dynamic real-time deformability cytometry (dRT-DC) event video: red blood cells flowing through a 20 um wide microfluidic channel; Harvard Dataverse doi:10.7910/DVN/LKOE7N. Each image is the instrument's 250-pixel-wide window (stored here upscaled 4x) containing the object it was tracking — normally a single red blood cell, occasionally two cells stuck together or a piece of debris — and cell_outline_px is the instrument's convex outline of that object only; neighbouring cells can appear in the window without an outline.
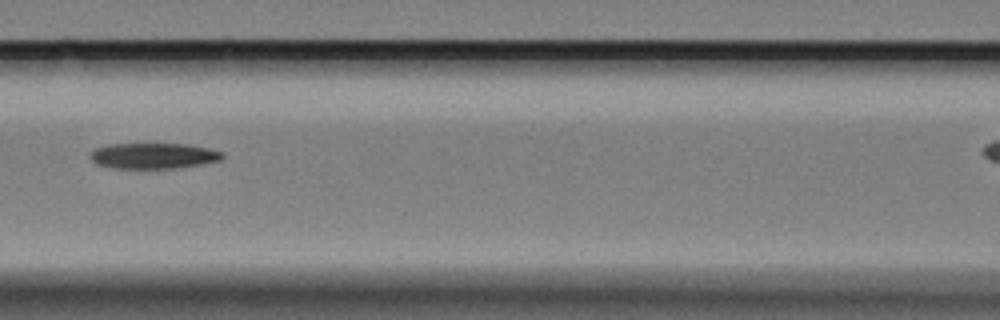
{"species": "Egyptian fruit bat (a non-hibernating species)", "species_latin": "Rousettus aegyptiacus", "temperature_condition": "cold", "stored_images_in_passage": 9, "segment_of_instrument_passage": [1, 2], "camera_frame_rate_fps": 3000, "um_per_image_px": 0.085, "animal": {"sex": "female"}, "frame": {"image": 1, "passage_image": 6, "time_ms": 6.0, "image_size_px": [1000, 320], "cell_outline_px": [[224, 156], [220, 160], [200, 164], [176, 168], [116, 168], [96, 164], [88, 156], [96, 148], [108, 144], [188, 144], [208, 148], [224, 152]], "centroid_in_image_um": [13.05, 13.24], "position_along_channel_um": 153.6, "area_um2": 19.71}}
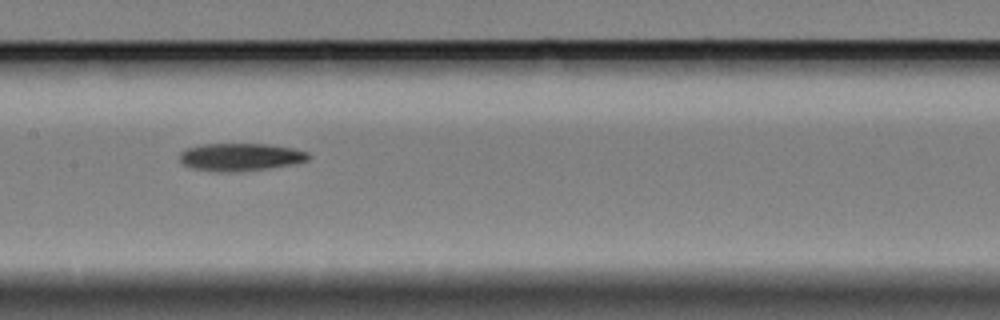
{"frame": {"image": 2, "passage_image": 7, "time_ms": 7.0, "image_size_px": [1000, 320], "cell_outline_px": [[312, 156], [308, 160], [288, 164], [264, 168], [192, 168], [184, 164], [180, 160], [180, 152], [184, 148], [204, 144], [268, 144], [292, 148], [308, 152]], "centroid_in_image_um": [20.47, 13.26], "position_along_channel_um": 186.9, "area_um2": 19.31}}
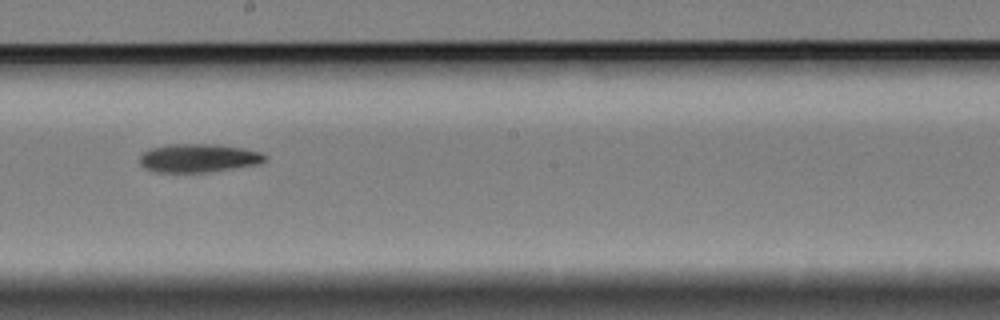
{"frame": {"image": 3, "passage_image": 8, "time_ms": 8.333, "image_size_px": [1000, 320], "cell_outline_px": [[268, 160], [260, 164], [204, 172], [156, 172], [144, 168], [140, 164], [140, 156], [148, 148], [168, 144], [216, 144], [244, 148], [264, 152], [268, 156]], "centroid_in_image_um": [16.91, 13.42], "position_along_channel_um": 231.3, "area_um2": 21.04}}